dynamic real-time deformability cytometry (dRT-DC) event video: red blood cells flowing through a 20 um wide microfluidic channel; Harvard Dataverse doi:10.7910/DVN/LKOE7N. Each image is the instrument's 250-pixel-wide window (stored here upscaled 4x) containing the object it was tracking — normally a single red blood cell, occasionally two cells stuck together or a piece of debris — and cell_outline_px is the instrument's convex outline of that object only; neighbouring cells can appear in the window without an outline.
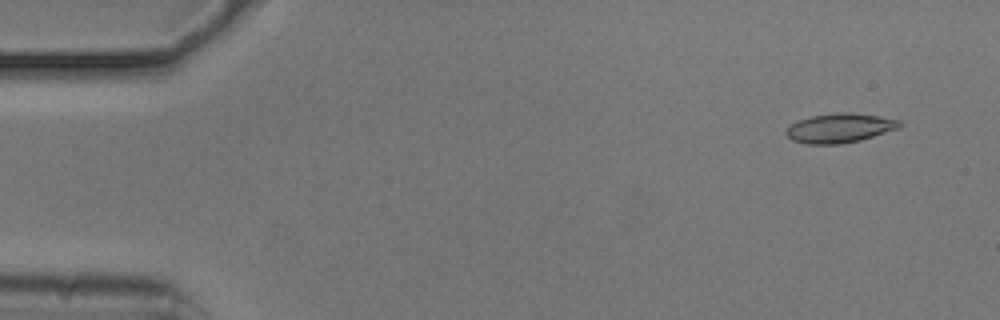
{"species": "common noctule bat (a hibernating species)", "species_latin": "Nyctalus noctula", "temperature_condition": "cold", "stored_images_in_passage": 54, "camera_frame_rate_fps": 3000, "um_per_image_px": 0.085, "animal": {"sex": "male", "body_mass_g": 20.5, "forearm_length_mm": 52.5}, "frame": {"image": 1, "passage_image": 4, "time_ms": 1.0, "image_size_px": [1000, 320], "cell_outline_px": [[904, 124], [900, 128], [860, 140], [840, 144], [808, 144], [792, 140], [784, 132], [792, 124], [800, 120], [812, 116], [836, 112], [848, 112], [876, 116], [900, 120]], "centroid_in_image_um": [71.4, 10.89], "position_along_channel_um": 13.6, "area_um2": 19.25}}
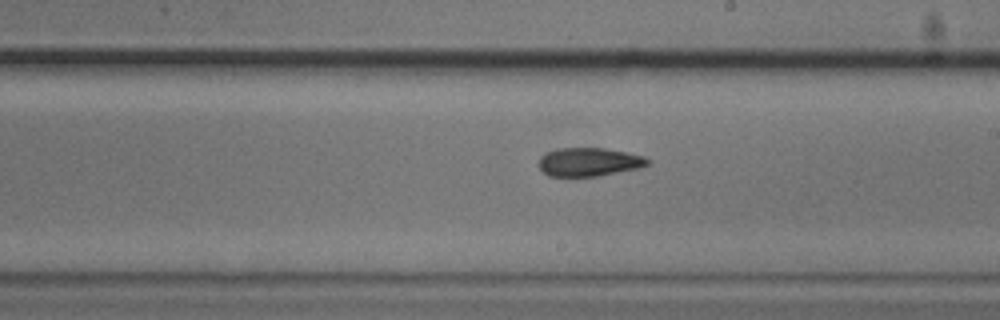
{"frame": {"image": 2, "passage_image": 31, "time_ms": 10.0, "image_size_px": [1000, 320], "cell_outline_px": [[652, 160], [648, 164], [640, 168], [600, 176], [548, 176], [540, 168], [540, 156], [544, 152], [560, 148], [604, 148], [628, 152], [644, 156]], "centroid_in_image_um": [50.1, 13.76], "position_along_channel_um": 238.9, "area_um2": 18.26}}
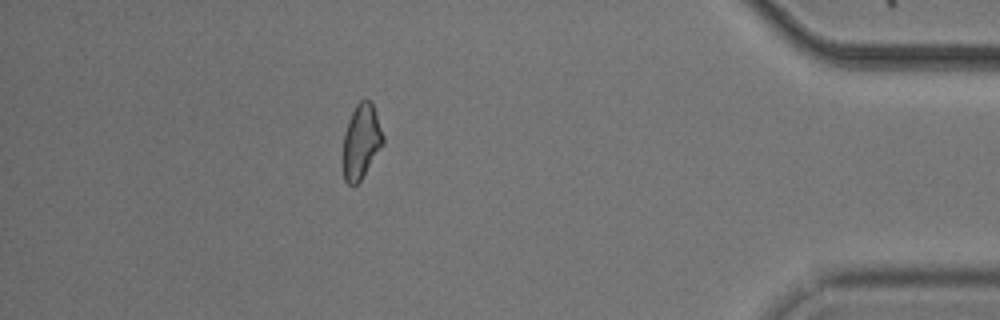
{"frame": {"image": 3, "passage_image": 48, "time_ms": 15.667, "image_size_px": [1000, 320], "cell_outline_px": [[384, 144], [360, 180], [356, 184], [348, 184], [344, 180], [344, 132], [348, 120], [356, 104], [360, 100], [372, 100], [384, 136]], "centroid_in_image_um": [30.73, 11.98], "position_along_channel_um": 404.5, "area_um2": 17.28}, "authors_computed_cell_mechanics": {"area_um2": 18.2937, "velocity_mm_per_s": 3.725, "shape_relaxation_time_tau1_ms": null, "shape_relaxation_time_tau2_ms": 4.5143, "deformation_change_tau1": null, "deformation_change_tau2": 0.1142}}